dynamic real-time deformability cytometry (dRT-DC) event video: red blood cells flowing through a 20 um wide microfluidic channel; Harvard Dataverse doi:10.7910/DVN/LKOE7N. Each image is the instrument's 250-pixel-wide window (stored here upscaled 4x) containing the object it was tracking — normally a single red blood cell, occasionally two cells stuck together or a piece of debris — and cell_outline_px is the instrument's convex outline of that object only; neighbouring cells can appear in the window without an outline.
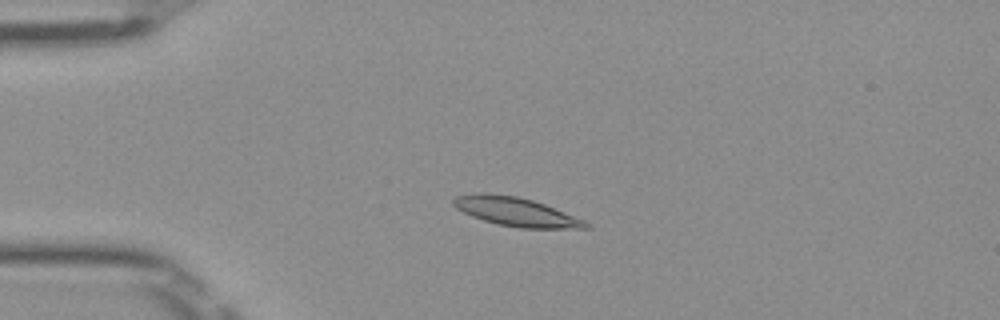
{"species": "Egyptian fruit bat (a non-hibernating species)", "species_latin": "Rousettus aegyptiacus", "temperature_condition": "room temperature", "stored_images_in_passage": 42, "camera_frame_rate_fps": 3000, "um_per_image_px": 0.085, "frame": {"image": 1, "passage_image": 12, "time_ms": 3.667, "image_size_px": [1000, 320], "cell_outline_px": [[592, 228], [520, 228], [496, 224], [472, 216], [456, 208], [452, 204], [452, 200], [456, 196], [476, 192], [484, 192], [516, 196], [532, 200], [544, 204], [584, 220]], "centroid_in_image_um": [43.81, 17.99], "position_along_channel_um": 41.2, "area_um2": 22.08}}
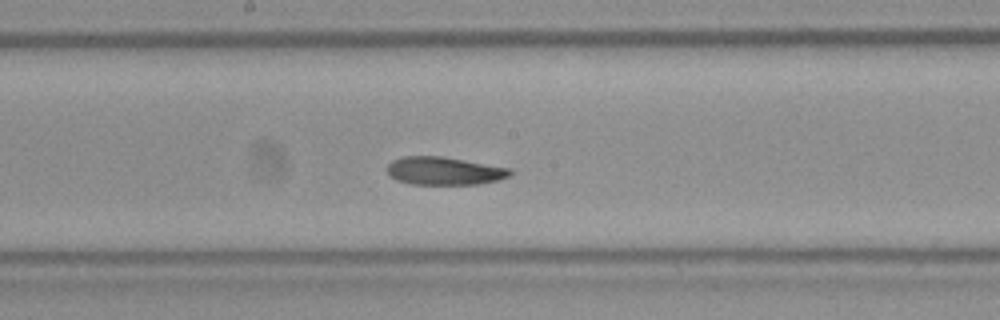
{"frame": {"image": 2, "passage_image": 27, "time_ms": 8.667, "image_size_px": [1000, 320], "cell_outline_px": [[512, 172], [508, 176], [496, 180], [480, 184], [412, 184], [396, 180], [388, 176], [388, 164], [392, 160], [404, 156], [444, 156], [512, 168]], "centroid_in_image_um": [37.75, 14.52], "position_along_channel_um": 210.5, "area_um2": 20.17}}
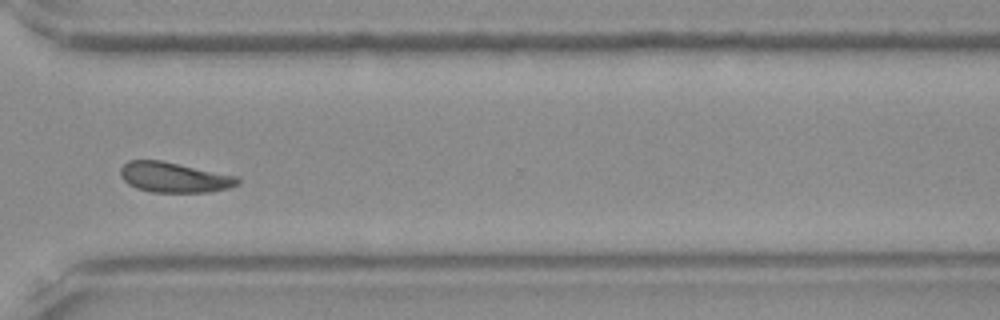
{"frame": {"image": 3, "passage_image": 38, "time_ms": 12.333, "image_size_px": [1000, 320], "cell_outline_px": [[240, 184], [228, 188], [208, 192], [152, 192], [136, 188], [128, 184], [120, 176], [120, 168], [128, 160], [160, 160], [240, 176]], "centroid_in_image_um": [14.82, 15.07], "position_along_channel_um": 355.8, "area_um2": 20.81}, "authors_computed_cell_mechanics": {"area_um2": 21.0681, "velocity_mm_per_s": 3.9636, "shape_relaxation_time_tau1_ms": 3.3643, "shape_relaxation_time_tau2_ms": 3.3078, "deformation_change_tau1": 0.1262, "deformation_change_tau2": 0.1066}}